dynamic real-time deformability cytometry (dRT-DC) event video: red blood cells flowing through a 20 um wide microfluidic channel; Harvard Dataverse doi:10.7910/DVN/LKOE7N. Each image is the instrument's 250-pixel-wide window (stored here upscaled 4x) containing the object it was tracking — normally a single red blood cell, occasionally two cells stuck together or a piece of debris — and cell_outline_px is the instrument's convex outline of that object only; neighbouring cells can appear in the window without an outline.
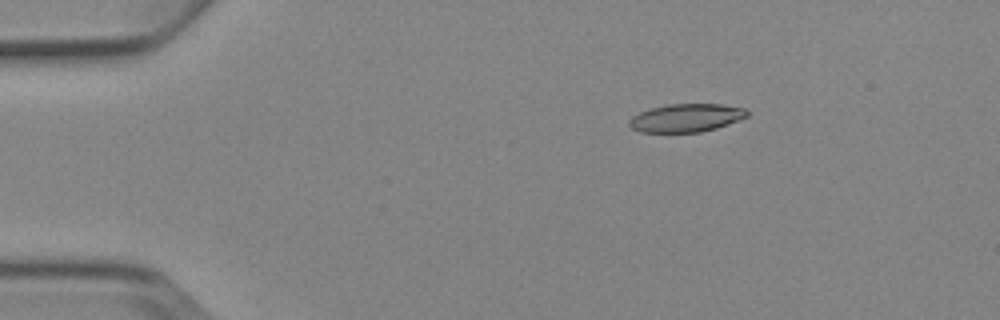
{"species": "Egyptian fruit bat (a non-hibernating species)", "species_latin": "Rousettus aegyptiacus", "temperature_condition": "cold", "stored_images_in_passage": 3, "camera_frame_rate_fps": 3000, "um_per_image_px": 0.085, "animal": {"sex": "female"}, "frame": {"image": 1, "passage_image": 1, "time_ms": 0.0, "image_size_px": [1000, 320], "cell_outline_px": [[748, 116], [716, 128], [700, 132], [640, 132], [632, 128], [628, 124], [628, 120], [632, 116], [640, 112], [652, 108], [668, 104], [724, 104], [744, 108], [748, 112]], "centroid_in_image_um": [58.31, 10.01], "position_along_channel_um": 26.7, "area_um2": 19.25}}